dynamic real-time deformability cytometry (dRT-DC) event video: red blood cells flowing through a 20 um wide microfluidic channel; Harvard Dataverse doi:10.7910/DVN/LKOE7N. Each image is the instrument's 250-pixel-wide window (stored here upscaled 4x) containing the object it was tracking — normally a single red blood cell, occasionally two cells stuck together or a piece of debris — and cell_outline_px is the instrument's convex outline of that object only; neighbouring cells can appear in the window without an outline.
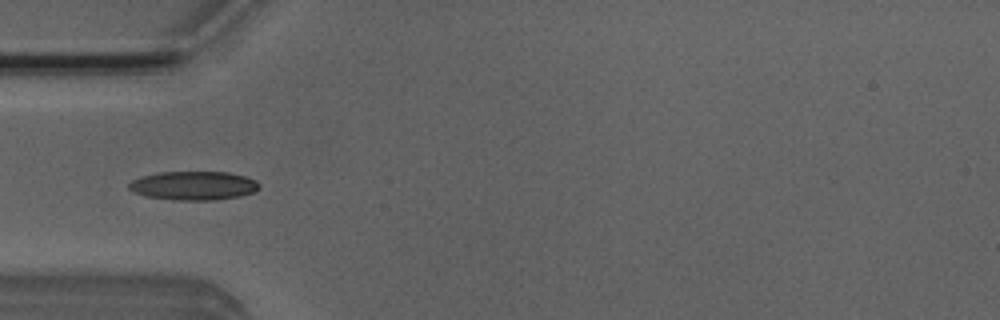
{"species": "Egyptian fruit bat (a non-hibernating species)", "species_latin": "Rousettus aegyptiacus", "temperature_condition": "room temperature", "stored_images_in_passage": 4, "camera_frame_rate_fps": 3000, "um_per_image_px": 0.085, "animal": {"sex": "male"}, "frame": {"image": 1, "passage_image": 4, "time_ms": 1.0, "image_size_px": [1000, 320], "cell_outline_px": [[260, 188], [252, 192], [240, 196], [216, 200], [176, 200], [144, 196], [132, 192], [128, 188], [128, 184], [132, 180], [140, 176], [160, 172], [228, 172], [244, 176], [256, 180], [260, 184]], "centroid_in_image_um": [16.43, 15.78], "position_along_channel_um": 68.6, "area_um2": 22.02}}